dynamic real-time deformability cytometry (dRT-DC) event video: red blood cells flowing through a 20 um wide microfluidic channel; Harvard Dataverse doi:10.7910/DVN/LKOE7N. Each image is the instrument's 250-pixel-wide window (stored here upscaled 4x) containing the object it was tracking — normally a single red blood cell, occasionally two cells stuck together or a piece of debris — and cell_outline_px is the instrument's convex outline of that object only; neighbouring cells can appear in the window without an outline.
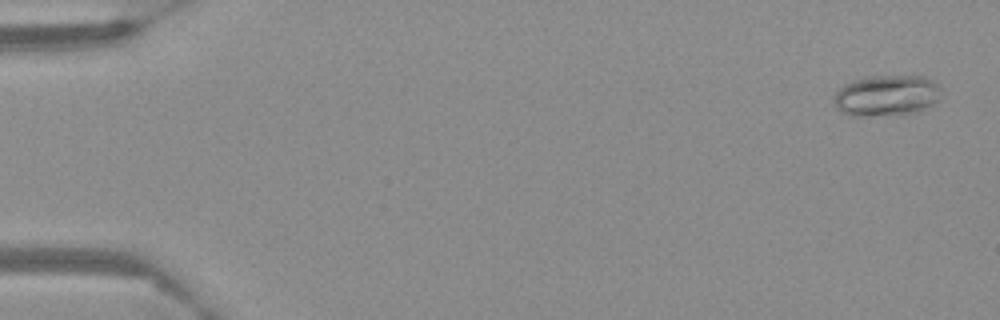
{"species": "Egyptian fruit bat (a non-hibernating species)", "species_latin": "Rousettus aegyptiacus", "temperature_condition": "warm", "stored_images_in_passage": 60, "camera_frame_rate_fps": 3000, "um_per_image_px": 0.085, "frame": {"image": 1, "passage_image": 3, "time_ms": 0.667, "image_size_px": [1000, 320], "cell_outline_px": [[940, 100], [916, 112], [904, 116], [848, 116], [840, 112], [832, 104], [832, 96], [844, 84], [852, 80], [864, 76], [924, 76], [932, 80], [940, 88]], "centroid_in_image_um": [75.3, 8.15], "position_along_channel_um": 9.7, "area_um2": 26.41}}
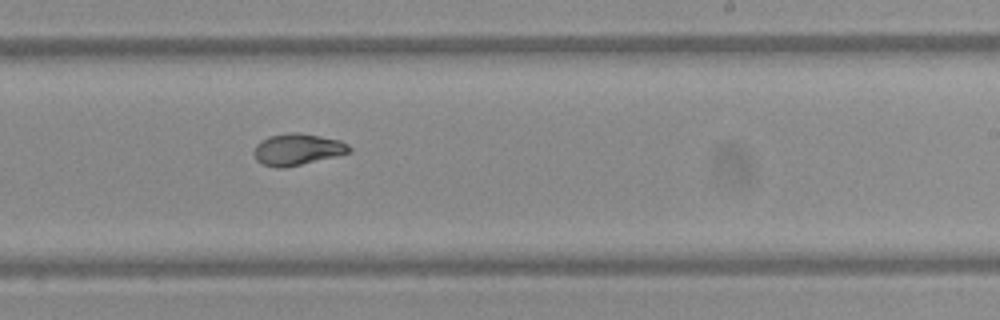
{"frame": {"image": 2, "passage_image": 38, "time_ms": 12.333, "image_size_px": [1000, 320], "cell_outline_px": [[352, 152], [336, 156], [284, 168], [276, 168], [264, 164], [256, 160], [252, 152], [256, 144], [260, 140], [268, 136], [292, 132], [296, 132], [320, 136], [340, 140], [348, 144], [352, 148]], "centroid_in_image_um": [25.26, 12.69], "position_along_channel_um": 263.7, "area_um2": 17.63}}
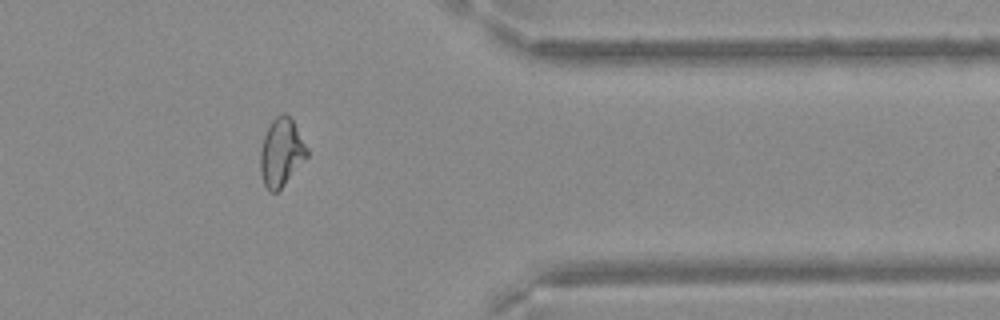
{"frame": {"image": 3, "passage_image": 50, "time_ms": 16.333, "image_size_px": [1000, 320], "cell_outline_px": [[308, 156], [284, 184], [276, 192], [268, 192], [264, 184], [260, 172], [260, 152], [264, 136], [272, 120], [276, 116], [284, 112], [292, 120], [308, 148]], "centroid_in_image_um": [23.9, 12.96], "position_along_channel_um": 387.5, "area_um2": 18.26}}